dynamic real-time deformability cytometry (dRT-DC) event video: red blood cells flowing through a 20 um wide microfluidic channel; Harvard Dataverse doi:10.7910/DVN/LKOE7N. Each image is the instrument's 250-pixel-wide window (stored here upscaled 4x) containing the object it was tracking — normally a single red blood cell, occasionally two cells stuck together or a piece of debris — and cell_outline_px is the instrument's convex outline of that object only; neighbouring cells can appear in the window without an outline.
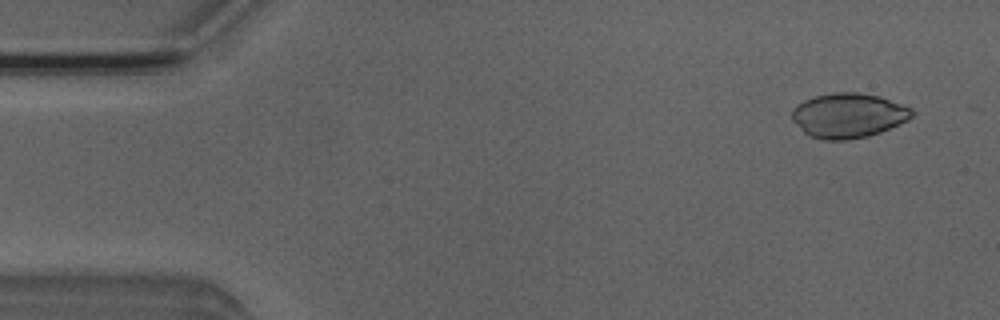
{"species": "Egyptian fruit bat (a non-hibernating species)", "species_latin": "Rousettus aegyptiacus", "temperature_condition": "room temperature", "stored_images_in_passage": 5, "camera_frame_rate_fps": 3000, "um_per_image_px": 0.085, "animal": {"sex": "male"}, "frame": {"image": 1, "passage_image": 1, "time_ms": 0.0, "image_size_px": [1000, 320], "cell_outline_px": [[916, 112], [908, 120], [880, 132], [868, 136], [848, 140], [824, 140], [808, 136], [792, 120], [792, 108], [796, 104], [812, 96], [832, 92], [860, 92], [880, 96], [912, 108]], "centroid_in_image_um": [72.09, 9.8], "position_along_channel_um": 12.9, "area_um2": 31.62}}